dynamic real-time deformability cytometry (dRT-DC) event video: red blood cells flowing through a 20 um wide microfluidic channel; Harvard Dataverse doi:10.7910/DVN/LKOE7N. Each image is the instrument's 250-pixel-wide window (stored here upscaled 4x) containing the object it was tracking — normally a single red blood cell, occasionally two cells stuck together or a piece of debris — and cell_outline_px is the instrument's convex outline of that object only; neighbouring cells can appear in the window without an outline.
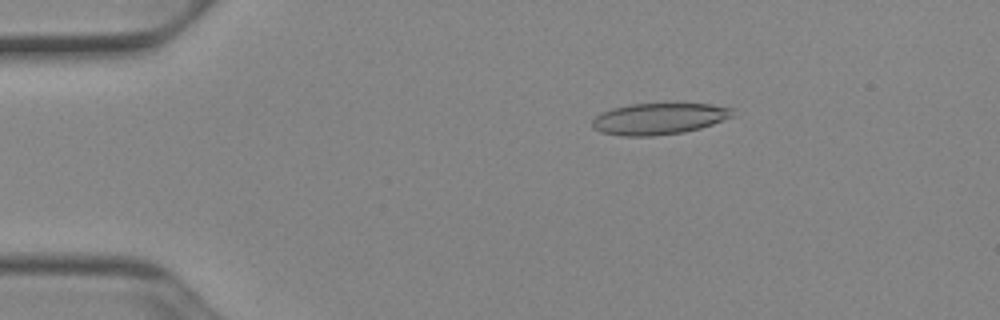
{"species": "Egyptian fruit bat (a non-hibernating species)", "species_latin": "Rousettus aegyptiacus", "temperature_condition": "cold", "stored_images_in_passage": 51, "camera_frame_rate_fps": 3000, "um_per_image_px": 0.085, "animal": {"sex": "female"}, "frame": {"image": 1, "passage_image": 9, "time_ms": 2.667, "image_size_px": [1000, 320], "cell_outline_px": [[732, 116], [712, 124], [700, 128], [684, 132], [652, 136], [620, 136], [600, 132], [592, 128], [592, 120], [596, 116], [612, 108], [628, 104], [712, 104], [732, 108]], "centroid_in_image_um": [55.96, 10.1], "position_along_channel_um": 29.0, "area_um2": 25.55}}
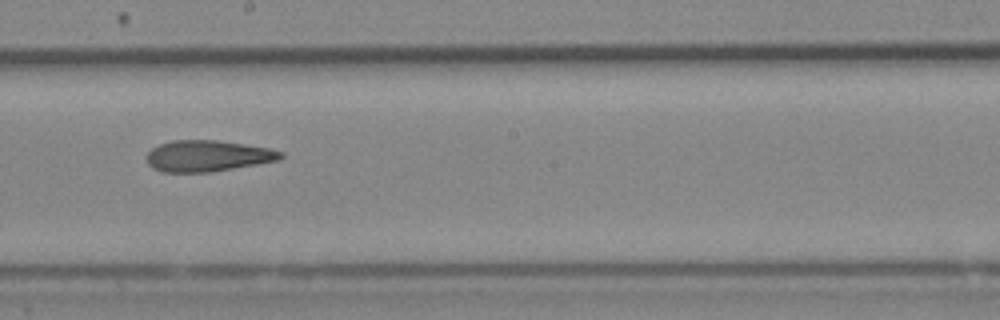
{"frame": {"image": 2, "passage_image": 29, "time_ms": 9.333, "image_size_px": [1000, 320], "cell_outline_px": [[284, 156], [280, 160], [212, 172], [160, 172], [152, 168], [148, 164], [144, 156], [152, 148], [160, 144], [172, 140], [216, 140], [268, 148], [284, 152]], "centroid_in_image_um": [17.61, 13.26], "position_along_channel_um": 230.6, "area_um2": 24.51}}
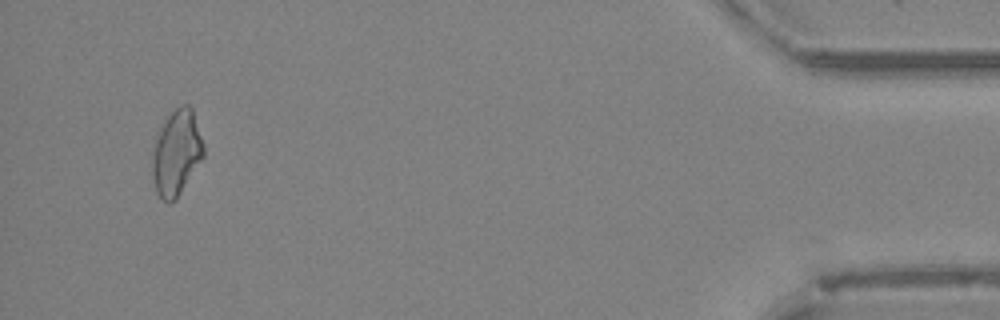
{"frame": {"image": 3, "passage_image": 49, "time_ms": 16.0, "image_size_px": [1000, 320], "cell_outline_px": [[204, 156], [176, 200], [168, 204], [160, 200], [156, 192], [152, 176], [152, 160], [156, 140], [164, 120], [180, 104], [188, 104], [192, 108], [204, 144]], "centroid_in_image_um": [15.01, 13.03], "position_along_channel_um": 420.2, "area_um2": 25.55}, "authors_computed_cell_mechanics": {"area_um2": 25.2586, "velocity_mm_per_s": 3.9418, "shape_relaxation_time_tau1_ms": null, "shape_relaxation_time_tau2_ms": 4.8937, "deformation_change_tau1": null, "deformation_change_tau2": 0.1556}}